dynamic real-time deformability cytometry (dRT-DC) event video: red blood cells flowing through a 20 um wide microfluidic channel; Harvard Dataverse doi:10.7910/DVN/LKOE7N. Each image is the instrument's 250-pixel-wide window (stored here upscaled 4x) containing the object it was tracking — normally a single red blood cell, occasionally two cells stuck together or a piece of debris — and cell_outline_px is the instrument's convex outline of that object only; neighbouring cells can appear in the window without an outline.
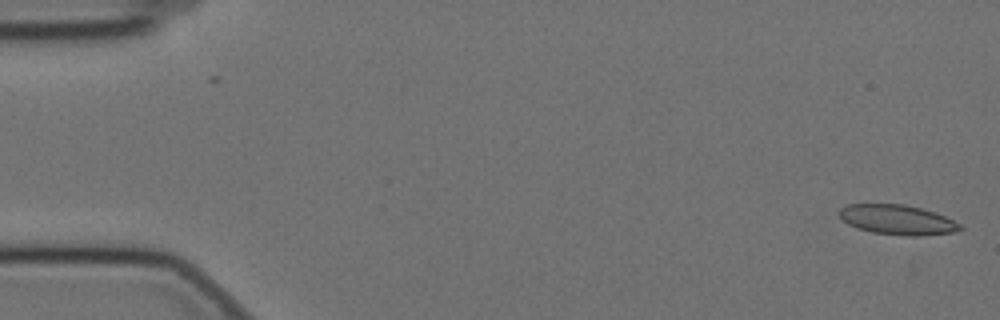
{"species": "Egyptian fruit bat (a non-hibernating species)", "species_latin": "Rousettus aegyptiacus", "temperature_condition": "cold", "stored_images_in_passage": 6, "camera_frame_rate_fps": 3000, "um_per_image_px": 0.085, "animal": {"sex": "female"}, "frame": {"image": 1, "passage_image": 1, "time_ms": 0.0, "image_size_px": [1000, 320], "cell_outline_px": [[964, 228], [956, 232], [924, 236], [908, 236], [872, 232], [856, 228], [848, 224], [840, 216], [840, 208], [848, 204], [904, 204], [920, 208], [944, 216], [960, 224]], "centroid_in_image_um": [76.29, 18.69], "position_along_channel_um": 8.7, "area_um2": 20.92}}